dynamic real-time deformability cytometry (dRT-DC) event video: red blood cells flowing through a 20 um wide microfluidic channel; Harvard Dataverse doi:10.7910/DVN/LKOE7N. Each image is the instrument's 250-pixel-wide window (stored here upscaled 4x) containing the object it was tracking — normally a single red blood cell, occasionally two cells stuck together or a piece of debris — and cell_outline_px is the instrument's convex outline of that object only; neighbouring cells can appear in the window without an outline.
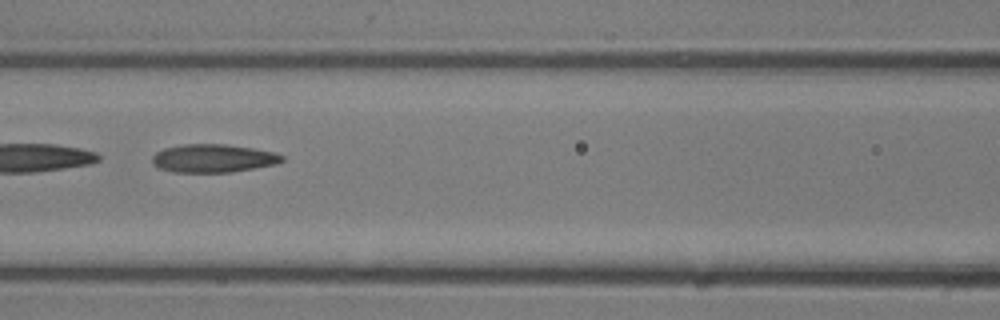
{"species": "common noctule bat (a hibernating species)", "species_latin": "Nyctalus noctula", "temperature_condition": "room temperature", "stored_images_in_passage": 23, "camera_frame_rate_fps": 3000, "um_per_image_px": 0.085, "animal": {"sex": "male", "body_mass_g": 13.3}, "frame": {"image": 1, "passage_image": 7, "time_ms": 2.0, "image_size_px": [1000, 320], "cell_outline_px": [[284, 160], [276, 164], [232, 172], [172, 172], [156, 168], [152, 164], [152, 156], [156, 152], [164, 148], [184, 144], [224, 144], [252, 148], [276, 152], [284, 156]], "centroid_in_image_um": [18.1, 13.46], "position_along_channel_um": 148.5, "area_um2": 21.5}}